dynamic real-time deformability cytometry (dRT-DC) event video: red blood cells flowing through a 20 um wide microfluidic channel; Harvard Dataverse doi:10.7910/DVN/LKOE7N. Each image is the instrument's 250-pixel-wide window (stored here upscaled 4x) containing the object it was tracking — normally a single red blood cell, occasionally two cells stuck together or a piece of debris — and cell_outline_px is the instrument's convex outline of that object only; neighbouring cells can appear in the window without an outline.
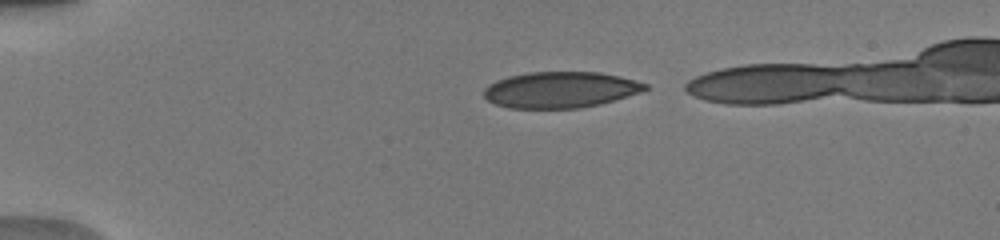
{"species": "human", "species_latin": "Homo sapiens", "temperature_condition": "warm", "stored_images_in_passage": 31, "camera_frame_rate_fps": 3000, "um_per_image_px": 0.085, "donor": {"sex": "male"}, "frame": {"image": 1, "passage_image": 2, "time_ms": 0.333, "image_size_px": [1000, 240], "cell_outline_px": [[648, 88], [640, 92], [600, 104], [580, 108], [508, 108], [496, 104], [488, 100], [484, 96], [484, 88], [488, 84], [496, 80], [508, 76], [528, 72], [600, 72], [620, 76], [648, 84]], "centroid_in_image_um": [47.61, 7.62], "position_along_channel_um": 37.4, "area_um2": 33.93}}
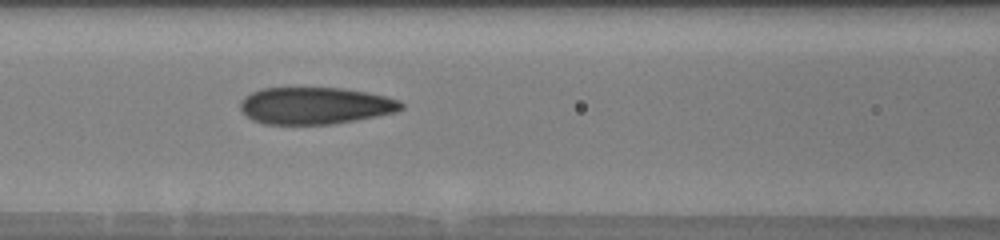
{"frame": {"image": 2, "passage_image": 13, "time_ms": 4.333, "image_size_px": [1000, 240], "cell_outline_px": [[404, 108], [396, 112], [376, 116], [332, 124], [264, 124], [252, 120], [240, 108], [240, 100], [244, 96], [260, 88], [344, 88], [368, 92], [400, 100], [404, 104]], "centroid_in_image_um": [26.79, 8.97], "position_along_channel_um": 139.8, "area_um2": 34.74}}
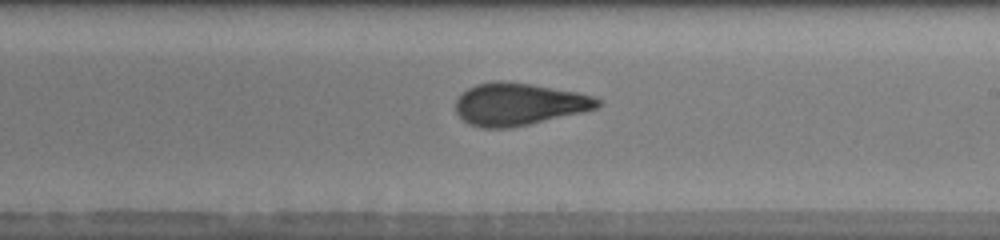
{"frame": {"image": 3, "passage_image": 21, "time_ms": 7.0, "image_size_px": [1000, 240], "cell_outline_px": [[604, 104], [600, 108], [528, 124], [508, 128], [480, 128], [468, 124], [456, 112], [456, 100], [468, 88], [476, 84], [492, 80], [500, 80], [532, 84], [576, 92], [592, 96], [604, 100]], "centroid_in_image_um": [44.13, 8.85], "position_along_channel_um": 244.9, "area_um2": 35.14}}